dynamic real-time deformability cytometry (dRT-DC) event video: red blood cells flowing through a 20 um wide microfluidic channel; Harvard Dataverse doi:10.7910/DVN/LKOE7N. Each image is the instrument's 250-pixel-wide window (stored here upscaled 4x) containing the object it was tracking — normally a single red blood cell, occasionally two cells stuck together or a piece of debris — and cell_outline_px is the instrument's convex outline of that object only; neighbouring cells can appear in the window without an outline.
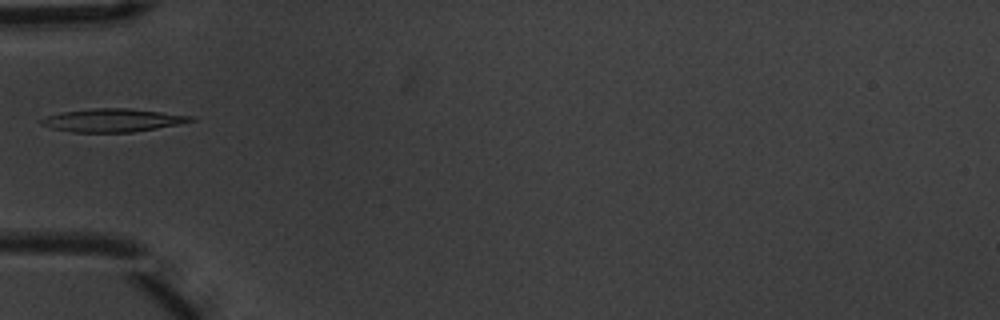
{"species": "common noctule bat (a hibernating species)", "species_latin": "Nyctalus noctula", "temperature_condition": "warm", "stored_images_in_passage": 3, "camera_frame_rate_fps": 3000, "um_per_image_px": 0.085, "animal": {"sex": "male", "body_mass_g": 20.1, "forearm_length_mm": 53.5}, "frame": {"image": 1, "passage_image": 2, "time_ms": 0.333, "image_size_px": [1000, 320], "cell_outline_px": [[196, 120], [180, 124], [132, 132], [72, 132], [52, 128], [40, 124], [40, 120], [48, 116], [64, 112], [92, 108], [132, 108], [192, 116]], "centroid_in_image_um": [9.6, 10.22], "position_along_channel_um": 75.4, "area_um2": 20.0}}